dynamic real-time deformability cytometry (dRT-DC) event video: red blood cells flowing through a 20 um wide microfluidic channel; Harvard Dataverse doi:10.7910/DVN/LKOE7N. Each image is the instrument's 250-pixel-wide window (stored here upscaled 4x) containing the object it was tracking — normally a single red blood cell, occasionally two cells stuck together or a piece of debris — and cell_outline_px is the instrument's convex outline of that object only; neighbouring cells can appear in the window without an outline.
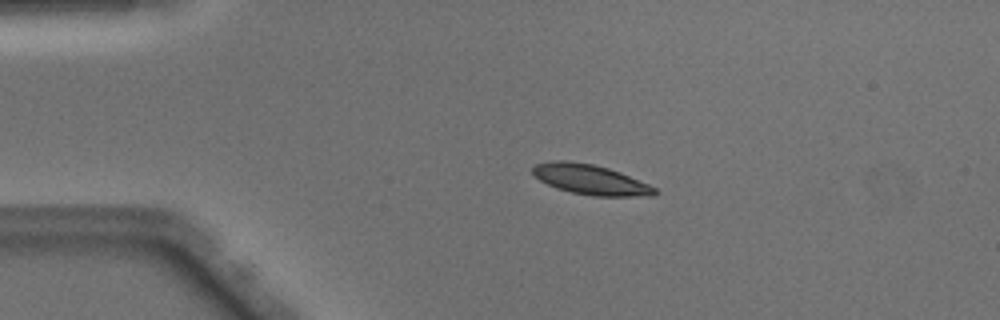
{"species": "Egyptian fruit bat (a non-hibernating species)", "species_latin": "Rousettus aegyptiacus", "temperature_condition": "warm", "stored_images_in_passage": 40, "camera_frame_rate_fps": 3000, "um_per_image_px": 0.085, "animal": {"sex": "male"}, "frame": {"image": 1, "passage_image": 1, "time_ms": 0.0, "image_size_px": [1000, 320], "cell_outline_px": [[660, 192], [656, 196], [592, 196], [572, 192], [556, 188], [540, 180], [532, 172], [532, 168], [536, 164], [556, 160], [568, 160], [592, 164], [608, 168], [620, 172], [648, 184], [656, 188]], "centroid_in_image_um": [50.22, 15.27], "position_along_channel_um": 34.8, "area_um2": 21.33}}
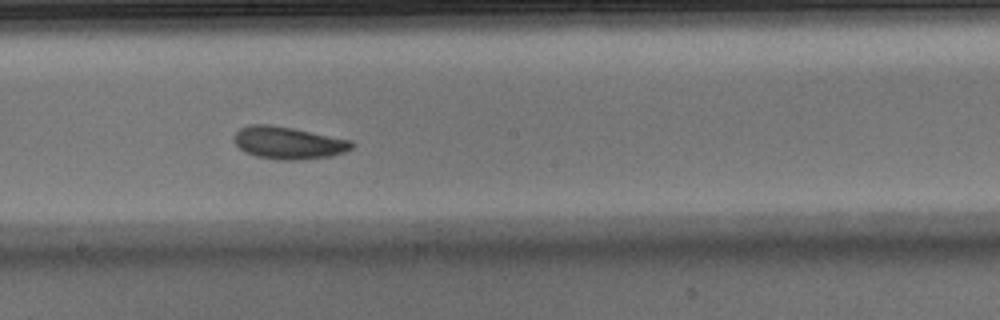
{"frame": {"image": 2, "passage_image": 18, "time_ms": 5.667, "image_size_px": [1000, 320], "cell_outline_px": [[356, 144], [352, 148], [344, 152], [332, 156], [300, 160], [276, 160], [256, 156], [244, 152], [236, 144], [232, 136], [240, 128], [248, 124], [272, 124], [352, 140]], "centroid_in_image_um": [24.5, 12.14], "position_along_channel_um": 223.7, "area_um2": 22.48}}
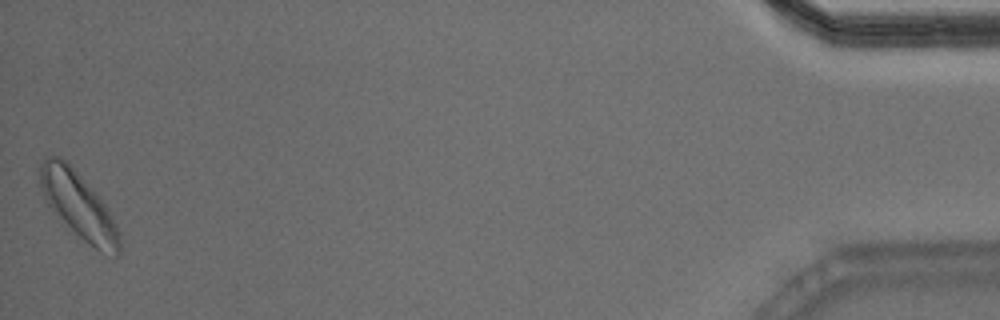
{"frame": {"image": 3, "passage_image": 40, "time_ms": 13.0, "image_size_px": [1000, 320], "cell_outline_px": [[120, 252], [116, 256], [100, 252], [60, 224], [48, 204], [44, 196], [40, 184], [40, 164], [48, 156], [56, 156], [68, 160], [104, 204], [116, 224], [120, 232]], "centroid_in_image_um": [6.66, 17.49], "position_along_channel_um": 428.5, "area_um2": 30.87}, "authors_computed_cell_mechanics": {"area_um2": 22.0218, "velocity_mm_per_s": 4.0469, "shape_relaxation_time_tau1_ms": 2.8637, "shape_relaxation_time_tau2_ms": null, "deformation_change_tau1": 0.1063, "deformation_change_tau2": null}}